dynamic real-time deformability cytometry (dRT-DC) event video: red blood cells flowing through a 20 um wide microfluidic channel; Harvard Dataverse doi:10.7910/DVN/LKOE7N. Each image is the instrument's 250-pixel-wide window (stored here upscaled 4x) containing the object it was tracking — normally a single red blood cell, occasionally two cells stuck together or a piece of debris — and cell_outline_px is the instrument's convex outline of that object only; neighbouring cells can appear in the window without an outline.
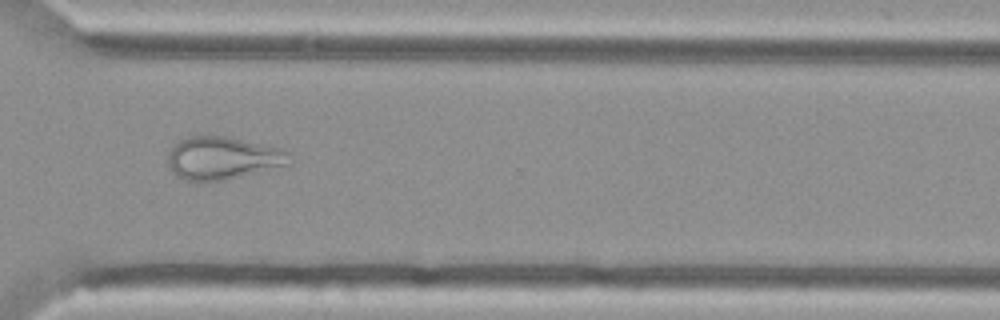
{"species": "Egyptian fruit bat (a non-hibernating species)", "species_latin": "Rousettus aegyptiacus", "temperature_condition": "cold", "stored_images_in_passage": 55, "camera_frame_rate_fps": 3000, "um_per_image_px": 0.085, "animal": {"sex": "female"}, "frame": {"image": 1, "passage_image": 41, "time_ms": 13.333, "image_size_px": [1000, 320], "cell_outline_px": [[292, 164], [224, 180], [188, 180], [176, 176], [172, 172], [168, 164], [168, 152], [180, 140], [188, 136], [208, 132], [284, 148], [288, 152], [292, 160]], "centroid_in_image_um": [18.95, 13.38], "position_along_channel_um": 351.6, "area_um2": 30.92}}
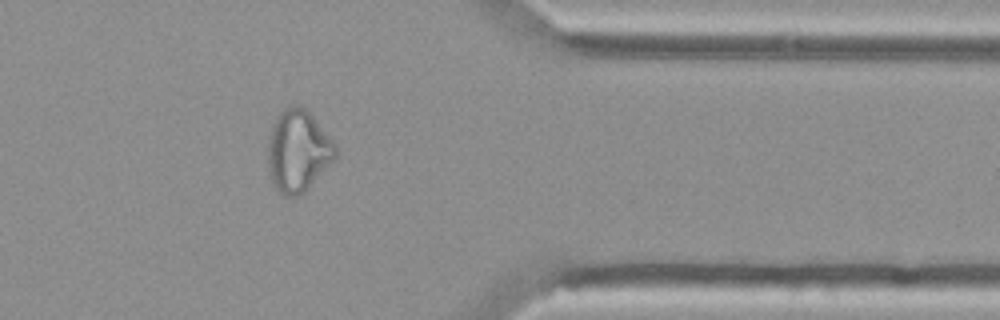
{"frame": {"image": 2, "passage_image": 45, "time_ms": 14.667, "image_size_px": [1000, 320], "cell_outline_px": [[336, 156], [308, 188], [300, 196], [284, 196], [272, 184], [268, 168], [268, 140], [272, 124], [276, 116], [284, 108], [292, 104], [300, 104], [312, 116], [336, 144]], "centroid_in_image_um": [25.3, 12.81], "position_along_channel_um": 386.1, "area_um2": 32.14}}